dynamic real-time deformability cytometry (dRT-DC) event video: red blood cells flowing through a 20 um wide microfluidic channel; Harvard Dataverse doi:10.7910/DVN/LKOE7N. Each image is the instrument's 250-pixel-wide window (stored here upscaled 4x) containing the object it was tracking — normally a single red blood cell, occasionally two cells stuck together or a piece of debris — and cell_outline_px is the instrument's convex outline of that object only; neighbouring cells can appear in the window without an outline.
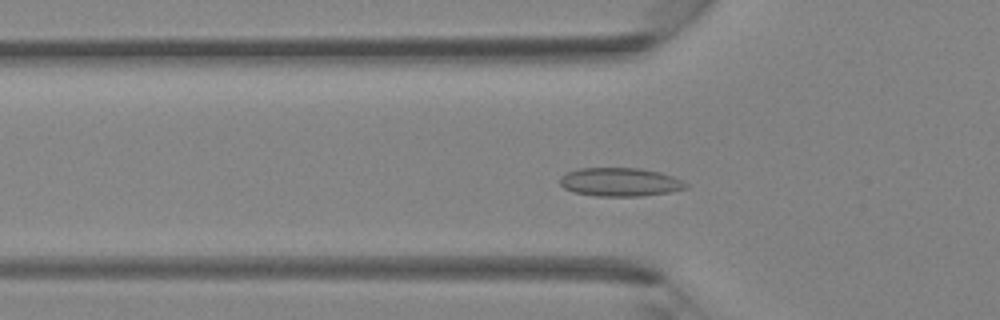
{"species": "Egyptian fruit bat (a non-hibernating species)", "species_latin": "Rousettus aegyptiacus", "temperature_condition": "room temperature", "stored_images_in_passage": 39, "camera_frame_rate_fps": 3000, "um_per_image_px": 0.085, "animal": {"sex": "female"}, "frame": {"image": 1, "passage_image": 12, "time_ms": 3.667, "image_size_px": [1000, 320], "cell_outline_px": [[688, 188], [668, 192], [640, 196], [596, 196], [572, 192], [564, 188], [560, 184], [560, 176], [568, 172], [580, 168], [640, 168], [660, 172], [672, 176], [688, 184]], "centroid_in_image_um": [52.68, 15.47], "position_along_channel_um": 73.1, "area_um2": 20.92}}
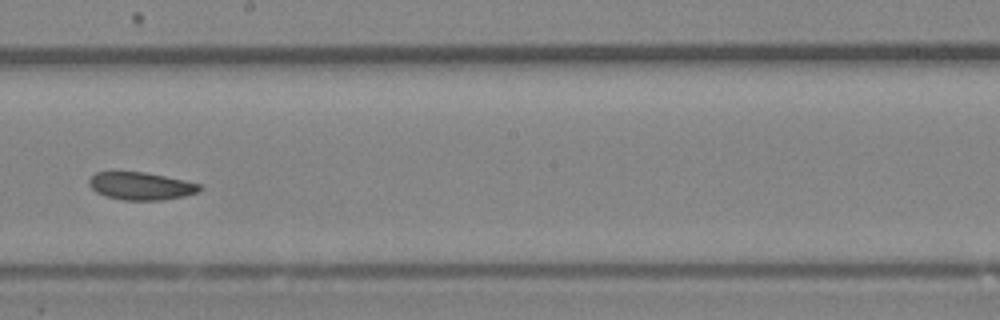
{"frame": {"image": 2, "passage_image": 22, "time_ms": 7.0, "image_size_px": [1000, 320], "cell_outline_px": [[204, 188], [196, 192], [184, 196], [160, 200], [124, 200], [104, 196], [96, 192], [88, 184], [88, 180], [96, 172], [144, 172], [184, 180], [200, 184]], "centroid_in_image_um": [11.96, 15.81], "position_along_channel_um": 236.2, "area_um2": 17.74}}
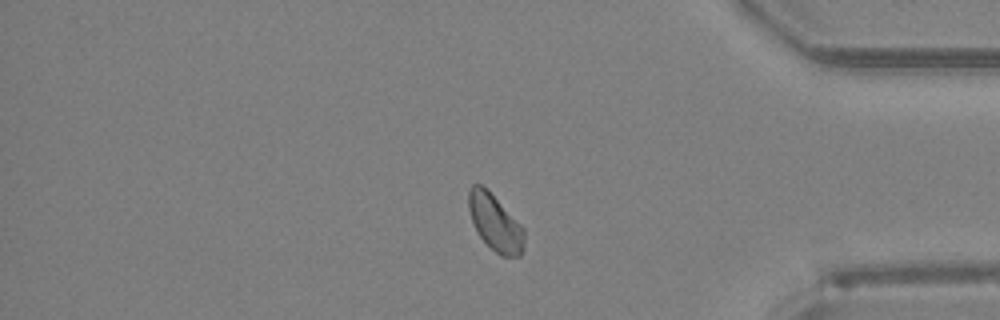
{"frame": {"image": 3, "passage_image": 33, "time_ms": 10.667, "image_size_px": [1000, 320], "cell_outline_px": [[524, 248], [520, 256], [500, 256], [480, 236], [472, 220], [468, 208], [468, 192], [472, 184], [480, 184], [524, 228]], "centroid_in_image_um": [42.09, 18.96], "position_along_channel_um": 393.1, "area_um2": 17.63}}